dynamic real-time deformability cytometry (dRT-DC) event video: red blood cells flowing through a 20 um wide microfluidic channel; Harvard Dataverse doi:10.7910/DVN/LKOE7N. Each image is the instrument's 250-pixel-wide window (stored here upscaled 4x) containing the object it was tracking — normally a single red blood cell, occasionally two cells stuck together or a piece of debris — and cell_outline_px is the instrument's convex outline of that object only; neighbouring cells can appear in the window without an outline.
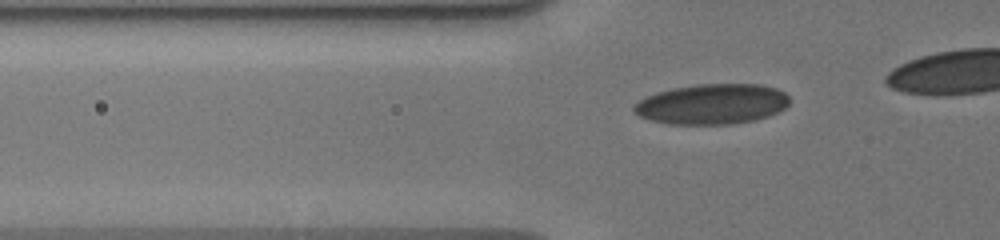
{"species": "human", "species_latin": "Homo sapiens", "temperature_condition": "cold", "stored_images_in_passage": 39, "camera_frame_rate_fps": 3000, "um_per_image_px": 0.085, "donor": {"sex": "male"}, "frame": {"image": 1, "passage_image": 11, "time_ms": 3.333, "image_size_px": [1000, 240], "cell_outline_px": [[788, 104], [784, 108], [768, 116], [756, 120], [732, 124], [668, 124], [648, 120], [640, 116], [632, 108], [644, 96], [656, 92], [672, 88], [696, 84], [760, 84], [776, 88], [784, 92], [788, 96]], "centroid_in_image_um": [60.5, 8.84], "position_along_channel_um": 65.3, "area_um2": 36.65}}
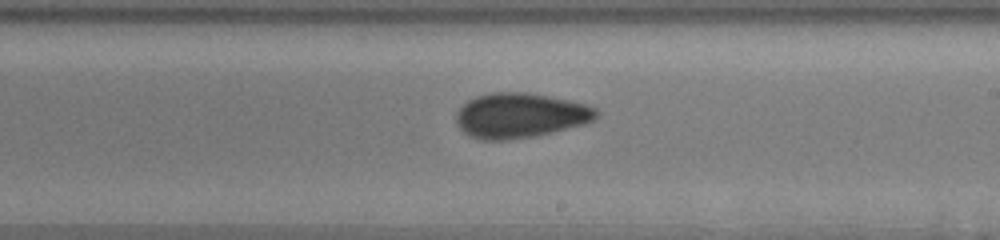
{"frame": {"image": 2, "passage_image": 25, "time_ms": 8.0, "image_size_px": [1000, 240], "cell_outline_px": [[600, 112], [596, 120], [584, 124], [536, 136], [508, 140], [480, 140], [468, 136], [456, 124], [456, 112], [468, 100], [476, 96], [492, 92], [520, 92], [548, 96], [568, 100], [584, 104], [596, 108]], "centroid_in_image_um": [44.2, 9.83], "position_along_channel_um": 244.8, "area_um2": 36.82}}
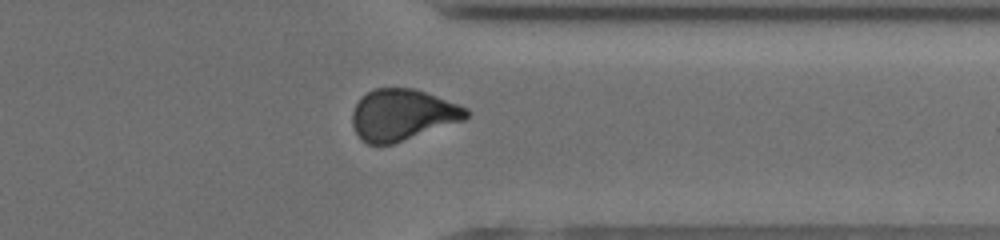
{"frame": {"image": 3, "passage_image": 35, "time_ms": 11.333, "image_size_px": [1000, 240], "cell_outline_px": [[472, 112], [464, 120], [392, 144], [368, 144], [356, 132], [352, 124], [352, 112], [360, 96], [376, 88], [412, 88], [424, 92], [468, 108]], "centroid_in_image_um": [34.2, 9.75], "position_along_channel_um": 377.2, "area_um2": 33.7}}